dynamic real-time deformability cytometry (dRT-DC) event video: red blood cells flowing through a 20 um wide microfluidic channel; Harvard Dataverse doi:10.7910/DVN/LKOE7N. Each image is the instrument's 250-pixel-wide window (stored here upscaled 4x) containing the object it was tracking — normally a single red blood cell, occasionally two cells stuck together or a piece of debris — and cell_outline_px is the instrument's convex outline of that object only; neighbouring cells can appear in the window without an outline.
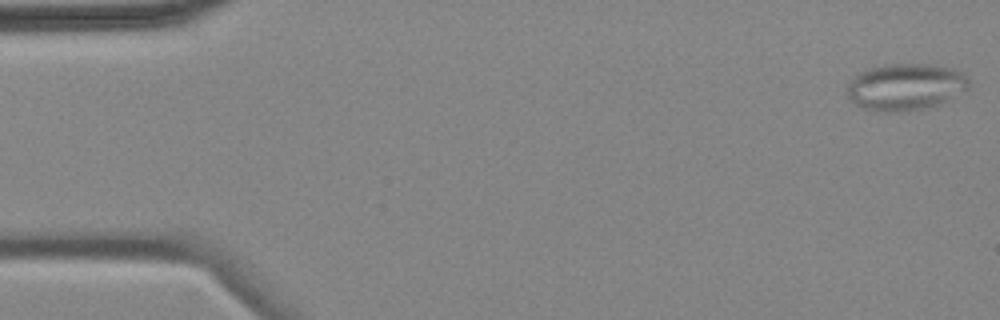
{"species": "common noctule bat (a hibernating species)", "species_latin": "Nyctalus noctula", "temperature_condition": "cold", "stored_images_in_passage": 4, "camera_frame_rate_fps": 3000, "um_per_image_px": 0.085, "animal": {"sex": "female", "body_mass_g": 18.4}, "frame": {"image": 1, "passage_image": 1, "time_ms": 0.0, "image_size_px": [1000, 320], "cell_outline_px": [[968, 88], [940, 104], [908, 112], [880, 112], [864, 108], [856, 104], [848, 96], [848, 84], [860, 72], [884, 64], [932, 64], [952, 68], [968, 76]], "centroid_in_image_um": [76.98, 7.39], "position_along_channel_um": 8.0, "area_um2": 33.06}}